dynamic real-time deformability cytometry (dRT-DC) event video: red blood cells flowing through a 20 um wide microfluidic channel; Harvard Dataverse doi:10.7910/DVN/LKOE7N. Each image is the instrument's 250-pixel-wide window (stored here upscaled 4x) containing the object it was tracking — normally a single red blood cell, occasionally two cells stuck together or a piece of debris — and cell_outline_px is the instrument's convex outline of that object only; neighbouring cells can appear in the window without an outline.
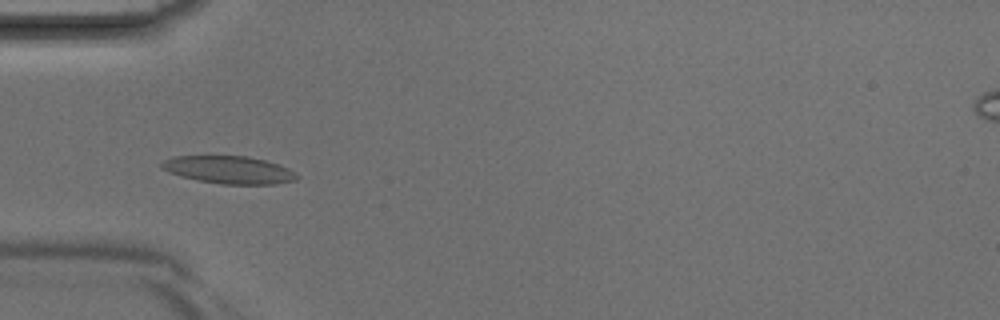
{"species": "Egyptian fruit bat (a non-hibernating species)", "species_latin": "Rousettus aegyptiacus", "temperature_condition": "room temperature", "stored_images_in_passage": 43, "camera_frame_rate_fps": 3000, "um_per_image_px": 0.085, "animal": {"sex": "male"}, "frame": {"image": 1, "passage_image": 14, "time_ms": 4.333, "image_size_px": [1000, 320], "cell_outline_px": [[300, 176], [296, 180], [276, 184], [220, 184], [196, 180], [168, 172], [160, 168], [160, 164], [164, 160], [172, 156], [248, 156], [280, 164], [288, 168]], "centroid_in_image_um": [19.46, 14.43], "position_along_channel_um": 65.5, "area_um2": 21.91}}
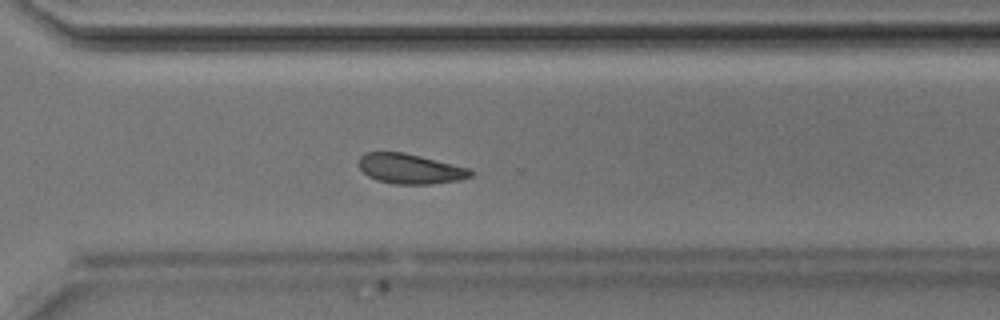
{"frame": {"image": 2, "passage_image": 31, "time_ms": 10.0, "image_size_px": [1000, 320], "cell_outline_px": [[472, 176], [460, 180], [432, 184], [396, 184], [376, 180], [368, 176], [356, 164], [360, 156], [364, 152], [404, 152], [468, 168], [472, 172]], "centroid_in_image_um": [34.81, 14.34], "position_along_channel_um": 335.8, "area_um2": 19.54}}
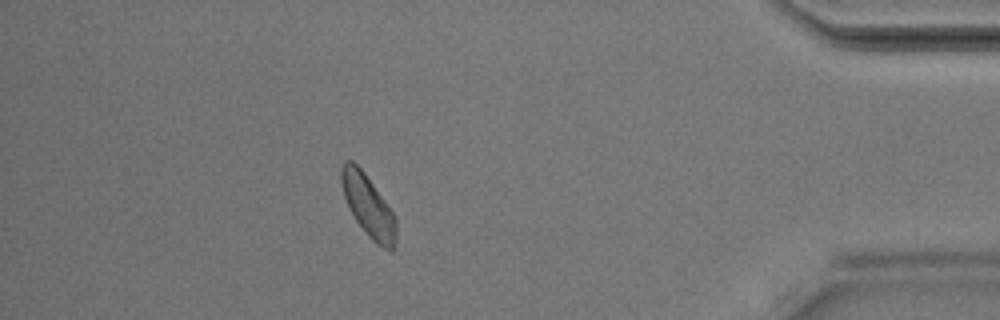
{"frame": {"image": 3, "passage_image": 38, "time_ms": 12.333, "image_size_px": [1000, 320], "cell_outline_px": [[396, 240], [392, 252], [376, 244], [368, 236], [356, 220], [344, 196], [340, 180], [340, 168], [344, 160], [352, 160], [364, 172], [396, 216]], "centroid_in_image_um": [31.3, 17.49], "position_along_channel_um": 403.9, "area_um2": 19.65}}